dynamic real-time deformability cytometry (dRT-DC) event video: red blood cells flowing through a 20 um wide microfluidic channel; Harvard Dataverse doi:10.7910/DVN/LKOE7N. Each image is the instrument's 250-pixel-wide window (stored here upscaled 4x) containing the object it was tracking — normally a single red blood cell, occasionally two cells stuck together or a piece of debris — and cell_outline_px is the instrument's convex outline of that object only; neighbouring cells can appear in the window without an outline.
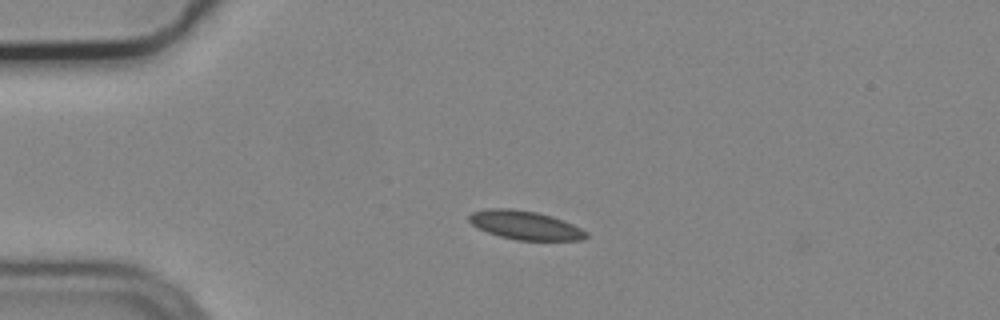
{"species": "common noctule bat (a hibernating species)", "species_latin": "Nyctalus noctula", "temperature_condition": "cold", "stored_images_in_passage": 3, "camera_frame_rate_fps": 3000, "um_per_image_px": 0.085, "animal": {"sex": "male", "body_mass_g": 19.2, "forearm_length_mm": 51.8}, "frame": {"image": 1, "passage_image": 1, "time_ms": 0.0, "image_size_px": [1000, 320], "cell_outline_px": [[588, 236], [584, 240], [516, 240], [500, 236], [488, 232], [472, 224], [468, 220], [468, 216], [472, 212], [488, 208], [512, 208], [536, 212], [552, 216], [572, 224], [588, 232]], "centroid_in_image_um": [44.64, 19.14], "position_along_channel_um": 40.4, "area_um2": 19.54}}
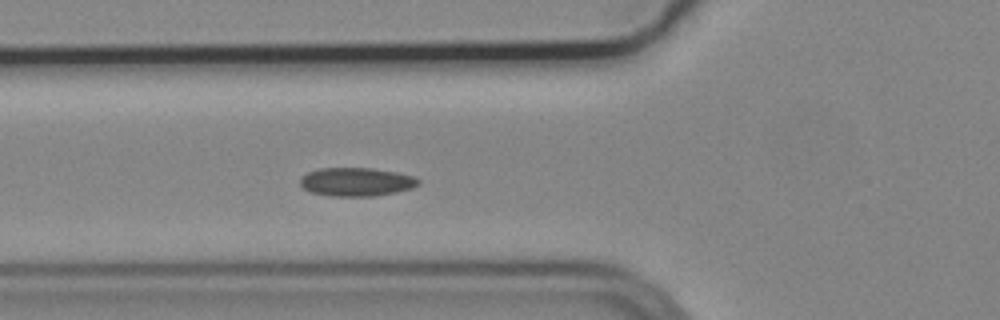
{"frame": {"image": 2, "passage_image": 3, "time_ms": 0.667, "image_size_px": [1000, 320], "cell_outline_px": [[420, 184], [412, 188], [396, 192], [372, 196], [332, 196], [312, 192], [304, 188], [300, 184], [300, 176], [308, 172], [320, 168], [372, 168], [396, 172], [416, 176], [420, 180]], "centroid_in_image_um": [30.32, 15.45], "position_along_channel_um": 95.5, "area_um2": 19.71}}